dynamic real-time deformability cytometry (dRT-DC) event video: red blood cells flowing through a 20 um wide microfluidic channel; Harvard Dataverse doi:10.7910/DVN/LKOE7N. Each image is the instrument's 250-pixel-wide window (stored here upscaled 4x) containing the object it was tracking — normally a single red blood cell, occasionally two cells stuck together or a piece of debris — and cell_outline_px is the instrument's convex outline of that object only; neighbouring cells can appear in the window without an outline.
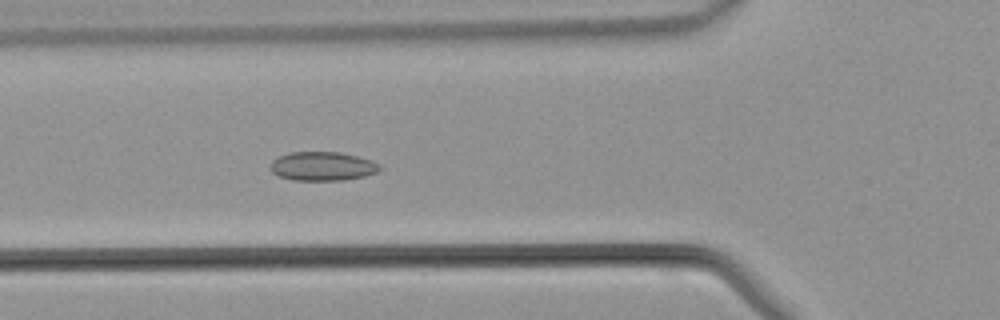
{"species": "common noctule bat (a hibernating species)", "species_latin": "Nyctalus noctula", "temperature_condition": "warm", "stored_images_in_passage": 16, "camera_frame_rate_fps": 3000, "um_per_image_px": 0.085, "animal": {"sex": "male", "body_mass_g": 21.5, "forearm_length_mm": 52.0}, "frame": {"image": 1, "passage_image": 5, "time_ms": 1.333, "image_size_px": [1000, 320], "cell_outline_px": [[384, 168], [376, 172], [364, 176], [344, 180], [292, 180], [276, 176], [272, 172], [272, 160], [288, 152], [340, 152], [372, 160], [380, 164]], "centroid_in_image_um": [27.43, 14.13], "position_along_channel_um": 98.4, "area_um2": 18.5}}
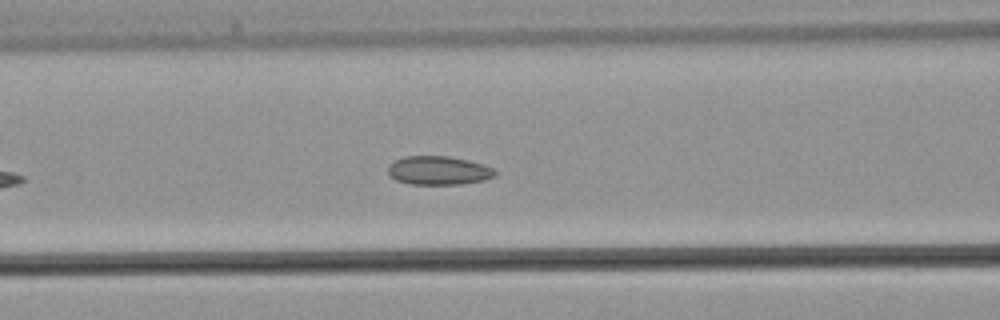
{"frame": {"image": 2, "passage_image": 7, "time_ms": 2.0, "image_size_px": [1000, 320], "cell_outline_px": [[496, 176], [484, 180], [460, 184], [412, 184], [396, 180], [388, 172], [388, 164], [404, 156], [448, 156], [468, 160], [484, 164], [492, 168], [496, 172]], "centroid_in_image_um": [37.29, 14.48], "position_along_channel_um": 129.3, "area_um2": 17.86}}